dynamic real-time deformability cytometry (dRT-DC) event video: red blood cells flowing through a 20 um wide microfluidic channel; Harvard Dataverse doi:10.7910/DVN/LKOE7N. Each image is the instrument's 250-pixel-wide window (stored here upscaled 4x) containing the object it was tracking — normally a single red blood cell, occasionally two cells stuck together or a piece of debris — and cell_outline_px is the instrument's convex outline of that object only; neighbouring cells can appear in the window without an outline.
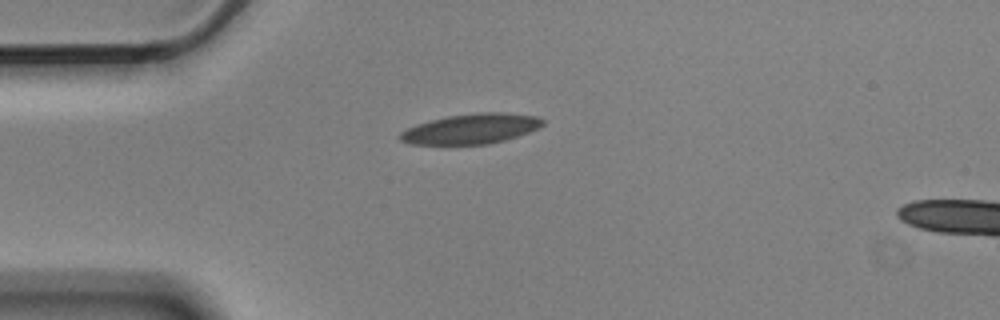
{"species": "Egyptian fruit bat (a non-hibernating species)", "species_latin": "Rousettus aegyptiacus", "temperature_condition": "cold", "stored_images_in_passage": 8, "camera_frame_rate_fps": 3000, "um_per_image_px": 0.085, "animal": {"sex": "male"}, "frame": {"image": 1, "passage_image": 1, "time_ms": 0.0, "image_size_px": [1000, 320], "cell_outline_px": [[544, 124], [540, 128], [504, 140], [488, 144], [408, 144], [400, 140], [400, 132], [416, 124], [448, 116], [476, 112], [504, 112], [536, 116], [544, 120]], "centroid_in_image_um": [40.06, 10.94], "position_along_channel_um": 44.9, "area_um2": 24.91}}
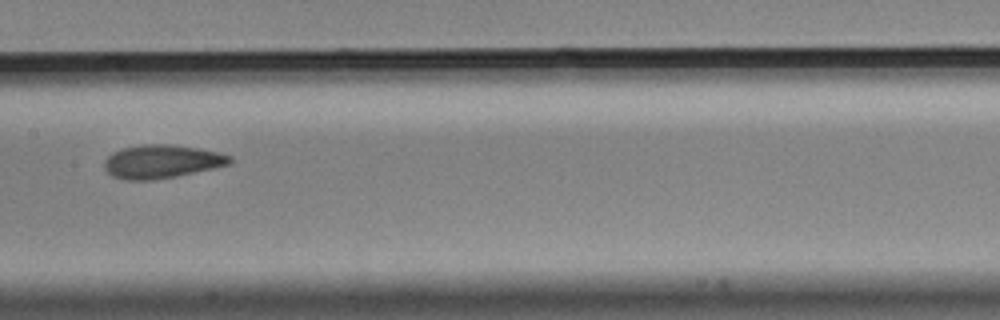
{"frame": {"image": 2, "passage_image": 5, "time_ms": 1.333, "image_size_px": [1000, 320], "cell_outline_px": [[232, 164], [176, 176], [152, 180], [124, 180], [112, 176], [104, 168], [104, 160], [112, 152], [124, 148], [144, 144], [172, 144], [220, 152], [232, 156]], "centroid_in_image_um": [13.75, 13.73], "position_along_channel_um": 193.6, "area_um2": 24.51}}
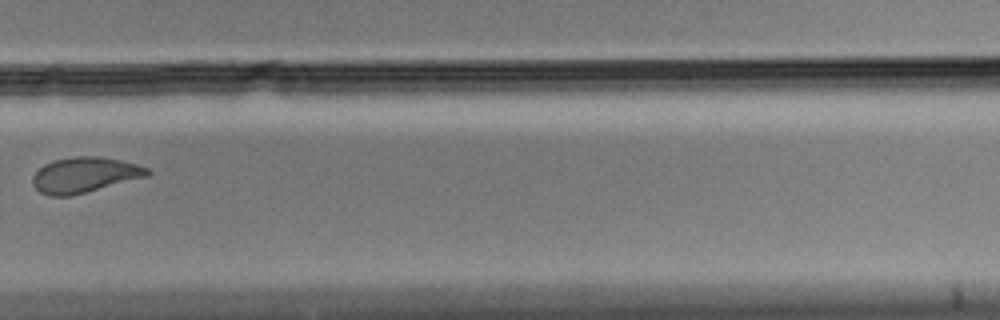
{"frame": {"image": 3, "passage_image": 8, "time_ms": 2.333, "image_size_px": [1000, 320], "cell_outline_px": [[152, 172], [148, 176], [72, 196], [48, 196], [40, 192], [32, 184], [32, 176], [44, 164], [56, 160], [76, 156], [100, 156], [120, 160], [136, 164], [148, 168]], "centroid_in_image_um": [7.19, 14.88], "position_along_channel_um": 322.6, "area_um2": 23.7}}